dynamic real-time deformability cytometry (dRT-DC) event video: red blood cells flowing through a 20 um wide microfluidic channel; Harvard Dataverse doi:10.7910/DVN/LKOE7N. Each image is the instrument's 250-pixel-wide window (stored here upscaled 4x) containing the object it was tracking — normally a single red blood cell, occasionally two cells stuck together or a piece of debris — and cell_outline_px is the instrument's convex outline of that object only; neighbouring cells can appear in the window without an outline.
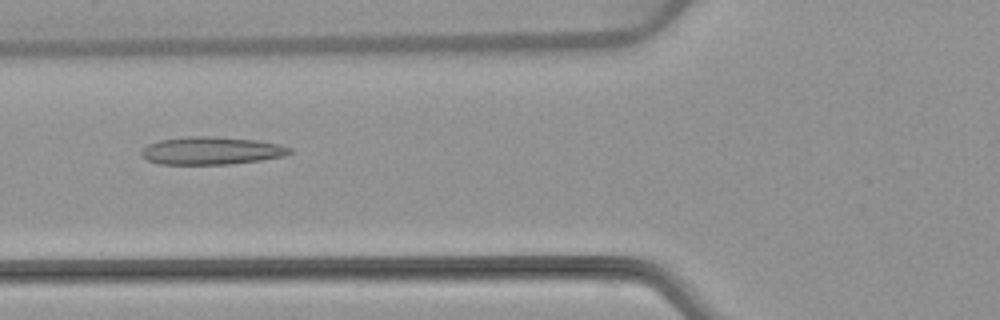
{"species": "common noctule bat (a hibernating species)", "species_latin": "Nyctalus noctula", "temperature_condition": "warm", "stored_images_in_passage": 45, "camera_frame_rate_fps": 3000, "um_per_image_px": 0.085, "animal": {"sex": "female", "body_mass_g": 22.7, "forearm_length_mm": 54.2}, "frame": {"image": 1, "passage_image": 12, "time_ms": 3.667, "image_size_px": [1000, 320], "cell_outline_px": [[292, 152], [284, 156], [260, 160], [232, 164], [160, 164], [148, 160], [140, 156], [140, 152], [148, 144], [160, 140], [188, 136], [216, 136], [260, 140], [280, 144], [292, 148]], "centroid_in_image_um": [17.99, 12.8], "position_along_channel_um": 107.8, "area_um2": 24.22}}
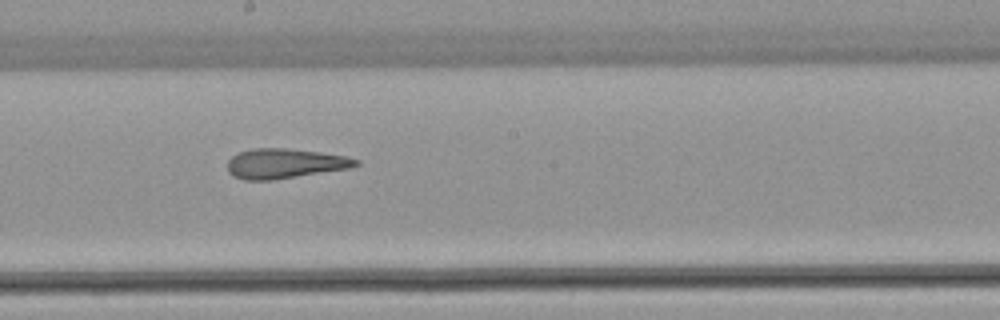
{"frame": {"image": 2, "passage_image": 21, "time_ms": 6.667, "image_size_px": [1000, 320], "cell_outline_px": [[360, 164], [352, 168], [272, 180], [244, 180], [232, 176], [228, 172], [228, 160], [232, 156], [240, 152], [252, 148], [288, 148], [320, 152], [348, 156], [360, 160]], "centroid_in_image_um": [24.24, 13.9], "position_along_channel_um": 224.0, "area_um2": 22.54}}
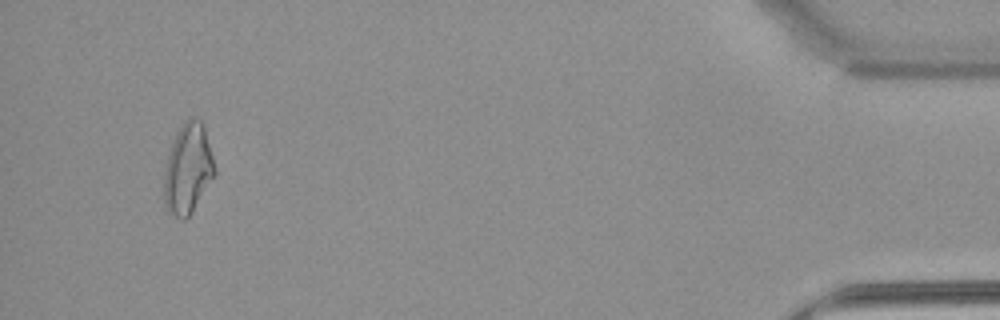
{"frame": {"image": 3, "passage_image": 42, "time_ms": 13.667, "image_size_px": [1000, 320], "cell_outline_px": [[216, 172], [192, 212], [184, 220], [180, 220], [168, 212], [164, 204], [164, 168], [176, 132], [184, 120], [188, 116], [200, 120], [204, 128], [216, 168]], "centroid_in_image_um": [15.95, 14.36], "position_along_channel_um": 419.2, "area_um2": 26.53}, "authors_computed_cell_mechanics": {"area_um2": 23.5246, "velocity_mm_per_s": 3.8713, "shape_relaxation_time_tau1_ms": null, "shape_relaxation_time_tau2_ms": 2.8413, "deformation_change_tau1": null, "deformation_change_tau2": 0.1374}}